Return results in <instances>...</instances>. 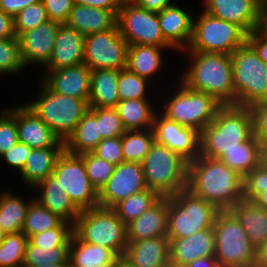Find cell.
<instances>
[{"mask_svg": "<svg viewBox=\"0 0 267 267\" xmlns=\"http://www.w3.org/2000/svg\"><path fill=\"white\" fill-rule=\"evenodd\" d=\"M176 94L166 103L163 116L200 133L223 106L212 95L190 89L182 81Z\"/></svg>", "mask_w": 267, "mask_h": 267, "instance_id": "11", "label": "cell"}, {"mask_svg": "<svg viewBox=\"0 0 267 267\" xmlns=\"http://www.w3.org/2000/svg\"><path fill=\"white\" fill-rule=\"evenodd\" d=\"M159 25L164 39L174 48L185 50L193 35V20L185 10L172 5L158 12Z\"/></svg>", "mask_w": 267, "mask_h": 267, "instance_id": "25", "label": "cell"}, {"mask_svg": "<svg viewBox=\"0 0 267 267\" xmlns=\"http://www.w3.org/2000/svg\"><path fill=\"white\" fill-rule=\"evenodd\" d=\"M85 36L80 32L61 24L57 30L51 59L47 70L75 66L84 63Z\"/></svg>", "mask_w": 267, "mask_h": 267, "instance_id": "23", "label": "cell"}, {"mask_svg": "<svg viewBox=\"0 0 267 267\" xmlns=\"http://www.w3.org/2000/svg\"><path fill=\"white\" fill-rule=\"evenodd\" d=\"M13 17L0 9V39L14 38Z\"/></svg>", "mask_w": 267, "mask_h": 267, "instance_id": "56", "label": "cell"}, {"mask_svg": "<svg viewBox=\"0 0 267 267\" xmlns=\"http://www.w3.org/2000/svg\"><path fill=\"white\" fill-rule=\"evenodd\" d=\"M17 142L16 107L3 109L0 114V156Z\"/></svg>", "mask_w": 267, "mask_h": 267, "instance_id": "48", "label": "cell"}, {"mask_svg": "<svg viewBox=\"0 0 267 267\" xmlns=\"http://www.w3.org/2000/svg\"><path fill=\"white\" fill-rule=\"evenodd\" d=\"M193 63L182 82L190 89L212 95L220 104L235 105L232 59L229 54L190 51Z\"/></svg>", "mask_w": 267, "mask_h": 267, "instance_id": "2", "label": "cell"}, {"mask_svg": "<svg viewBox=\"0 0 267 267\" xmlns=\"http://www.w3.org/2000/svg\"><path fill=\"white\" fill-rule=\"evenodd\" d=\"M41 84L37 99L26 105L48 125L60 140L65 141L89 110V104L83 99L54 93L42 81Z\"/></svg>", "mask_w": 267, "mask_h": 267, "instance_id": "9", "label": "cell"}, {"mask_svg": "<svg viewBox=\"0 0 267 267\" xmlns=\"http://www.w3.org/2000/svg\"><path fill=\"white\" fill-rule=\"evenodd\" d=\"M127 242L124 256L136 267L170 266V240L167 236Z\"/></svg>", "mask_w": 267, "mask_h": 267, "instance_id": "26", "label": "cell"}, {"mask_svg": "<svg viewBox=\"0 0 267 267\" xmlns=\"http://www.w3.org/2000/svg\"><path fill=\"white\" fill-rule=\"evenodd\" d=\"M89 109L99 119V128L102 139L122 136L126 129L115 108H94Z\"/></svg>", "mask_w": 267, "mask_h": 267, "instance_id": "47", "label": "cell"}, {"mask_svg": "<svg viewBox=\"0 0 267 267\" xmlns=\"http://www.w3.org/2000/svg\"><path fill=\"white\" fill-rule=\"evenodd\" d=\"M75 3L101 9H120L121 0H75Z\"/></svg>", "mask_w": 267, "mask_h": 267, "instance_id": "58", "label": "cell"}, {"mask_svg": "<svg viewBox=\"0 0 267 267\" xmlns=\"http://www.w3.org/2000/svg\"><path fill=\"white\" fill-rule=\"evenodd\" d=\"M261 164L267 168V140L260 142Z\"/></svg>", "mask_w": 267, "mask_h": 267, "instance_id": "63", "label": "cell"}, {"mask_svg": "<svg viewBox=\"0 0 267 267\" xmlns=\"http://www.w3.org/2000/svg\"><path fill=\"white\" fill-rule=\"evenodd\" d=\"M64 220L40 205L35 199L29 204L22 232L29 238L34 234L58 227Z\"/></svg>", "mask_w": 267, "mask_h": 267, "instance_id": "39", "label": "cell"}, {"mask_svg": "<svg viewBox=\"0 0 267 267\" xmlns=\"http://www.w3.org/2000/svg\"><path fill=\"white\" fill-rule=\"evenodd\" d=\"M235 105L250 107L267 99V64L246 42L230 55Z\"/></svg>", "mask_w": 267, "mask_h": 267, "instance_id": "6", "label": "cell"}, {"mask_svg": "<svg viewBox=\"0 0 267 267\" xmlns=\"http://www.w3.org/2000/svg\"><path fill=\"white\" fill-rule=\"evenodd\" d=\"M18 141L32 149L64 147V141L26 104L16 107Z\"/></svg>", "mask_w": 267, "mask_h": 267, "instance_id": "20", "label": "cell"}, {"mask_svg": "<svg viewBox=\"0 0 267 267\" xmlns=\"http://www.w3.org/2000/svg\"><path fill=\"white\" fill-rule=\"evenodd\" d=\"M47 11L49 20L65 24L75 0H40Z\"/></svg>", "mask_w": 267, "mask_h": 267, "instance_id": "52", "label": "cell"}, {"mask_svg": "<svg viewBox=\"0 0 267 267\" xmlns=\"http://www.w3.org/2000/svg\"><path fill=\"white\" fill-rule=\"evenodd\" d=\"M46 75L42 77V82L52 92L89 102L91 70L84 63L56 70H48Z\"/></svg>", "mask_w": 267, "mask_h": 267, "instance_id": "18", "label": "cell"}, {"mask_svg": "<svg viewBox=\"0 0 267 267\" xmlns=\"http://www.w3.org/2000/svg\"><path fill=\"white\" fill-rule=\"evenodd\" d=\"M255 265L267 267V239L256 248Z\"/></svg>", "mask_w": 267, "mask_h": 267, "instance_id": "61", "label": "cell"}, {"mask_svg": "<svg viewBox=\"0 0 267 267\" xmlns=\"http://www.w3.org/2000/svg\"><path fill=\"white\" fill-rule=\"evenodd\" d=\"M73 224L63 221L58 227L34 234L29 242L41 248L70 247Z\"/></svg>", "mask_w": 267, "mask_h": 267, "instance_id": "42", "label": "cell"}, {"mask_svg": "<svg viewBox=\"0 0 267 267\" xmlns=\"http://www.w3.org/2000/svg\"><path fill=\"white\" fill-rule=\"evenodd\" d=\"M147 187L161 196H172L187 188L188 162L156 141L142 161Z\"/></svg>", "mask_w": 267, "mask_h": 267, "instance_id": "4", "label": "cell"}, {"mask_svg": "<svg viewBox=\"0 0 267 267\" xmlns=\"http://www.w3.org/2000/svg\"><path fill=\"white\" fill-rule=\"evenodd\" d=\"M6 233L3 231L1 225H0V244L2 243V241L5 238Z\"/></svg>", "mask_w": 267, "mask_h": 267, "instance_id": "67", "label": "cell"}, {"mask_svg": "<svg viewBox=\"0 0 267 267\" xmlns=\"http://www.w3.org/2000/svg\"><path fill=\"white\" fill-rule=\"evenodd\" d=\"M252 113L253 134L259 141L267 140V99L249 107Z\"/></svg>", "mask_w": 267, "mask_h": 267, "instance_id": "51", "label": "cell"}, {"mask_svg": "<svg viewBox=\"0 0 267 267\" xmlns=\"http://www.w3.org/2000/svg\"><path fill=\"white\" fill-rule=\"evenodd\" d=\"M32 150L33 149L31 147L18 141L15 145L4 152L1 157H4L9 166L16 168L21 173L26 164L27 157L32 153Z\"/></svg>", "mask_w": 267, "mask_h": 267, "instance_id": "53", "label": "cell"}, {"mask_svg": "<svg viewBox=\"0 0 267 267\" xmlns=\"http://www.w3.org/2000/svg\"><path fill=\"white\" fill-rule=\"evenodd\" d=\"M247 42L254 48L258 56L267 64V38L254 30L247 36Z\"/></svg>", "mask_w": 267, "mask_h": 267, "instance_id": "55", "label": "cell"}, {"mask_svg": "<svg viewBox=\"0 0 267 267\" xmlns=\"http://www.w3.org/2000/svg\"><path fill=\"white\" fill-rule=\"evenodd\" d=\"M169 197L162 196L140 217L126 225L127 241L167 236Z\"/></svg>", "mask_w": 267, "mask_h": 267, "instance_id": "22", "label": "cell"}, {"mask_svg": "<svg viewBox=\"0 0 267 267\" xmlns=\"http://www.w3.org/2000/svg\"><path fill=\"white\" fill-rule=\"evenodd\" d=\"M128 47L118 25L111 30L85 35L84 64L90 70L126 69Z\"/></svg>", "mask_w": 267, "mask_h": 267, "instance_id": "14", "label": "cell"}, {"mask_svg": "<svg viewBox=\"0 0 267 267\" xmlns=\"http://www.w3.org/2000/svg\"><path fill=\"white\" fill-rule=\"evenodd\" d=\"M205 256H215L214 227L170 241L171 267H184Z\"/></svg>", "mask_w": 267, "mask_h": 267, "instance_id": "21", "label": "cell"}, {"mask_svg": "<svg viewBox=\"0 0 267 267\" xmlns=\"http://www.w3.org/2000/svg\"><path fill=\"white\" fill-rule=\"evenodd\" d=\"M142 164L122 162L99 192V206L113 208L121 200L147 189Z\"/></svg>", "mask_w": 267, "mask_h": 267, "instance_id": "15", "label": "cell"}, {"mask_svg": "<svg viewBox=\"0 0 267 267\" xmlns=\"http://www.w3.org/2000/svg\"><path fill=\"white\" fill-rule=\"evenodd\" d=\"M261 188H267V168L262 164L255 167L244 177V199L252 201L259 193H261Z\"/></svg>", "mask_w": 267, "mask_h": 267, "instance_id": "50", "label": "cell"}, {"mask_svg": "<svg viewBox=\"0 0 267 267\" xmlns=\"http://www.w3.org/2000/svg\"><path fill=\"white\" fill-rule=\"evenodd\" d=\"M40 267H71V266H70V263L68 261L66 263L59 264V265H50L49 264V265H45V266L41 265Z\"/></svg>", "mask_w": 267, "mask_h": 267, "instance_id": "66", "label": "cell"}, {"mask_svg": "<svg viewBox=\"0 0 267 267\" xmlns=\"http://www.w3.org/2000/svg\"><path fill=\"white\" fill-rule=\"evenodd\" d=\"M152 130L157 143L178 153L188 163L200 155V132L156 113Z\"/></svg>", "mask_w": 267, "mask_h": 267, "instance_id": "16", "label": "cell"}, {"mask_svg": "<svg viewBox=\"0 0 267 267\" xmlns=\"http://www.w3.org/2000/svg\"><path fill=\"white\" fill-rule=\"evenodd\" d=\"M134 0H121V2H133Z\"/></svg>", "mask_w": 267, "mask_h": 267, "instance_id": "68", "label": "cell"}, {"mask_svg": "<svg viewBox=\"0 0 267 267\" xmlns=\"http://www.w3.org/2000/svg\"><path fill=\"white\" fill-rule=\"evenodd\" d=\"M23 67L18 37L0 39V74L17 73Z\"/></svg>", "mask_w": 267, "mask_h": 267, "instance_id": "45", "label": "cell"}, {"mask_svg": "<svg viewBox=\"0 0 267 267\" xmlns=\"http://www.w3.org/2000/svg\"><path fill=\"white\" fill-rule=\"evenodd\" d=\"M250 267H260V266H257V265L254 264V265H252V266H250Z\"/></svg>", "mask_w": 267, "mask_h": 267, "instance_id": "69", "label": "cell"}, {"mask_svg": "<svg viewBox=\"0 0 267 267\" xmlns=\"http://www.w3.org/2000/svg\"><path fill=\"white\" fill-rule=\"evenodd\" d=\"M119 9H101L75 3L65 25L82 35L111 30L117 26Z\"/></svg>", "mask_w": 267, "mask_h": 267, "instance_id": "24", "label": "cell"}, {"mask_svg": "<svg viewBox=\"0 0 267 267\" xmlns=\"http://www.w3.org/2000/svg\"><path fill=\"white\" fill-rule=\"evenodd\" d=\"M262 36L267 38V4L264 2L259 12L258 26L256 29Z\"/></svg>", "mask_w": 267, "mask_h": 267, "instance_id": "60", "label": "cell"}, {"mask_svg": "<svg viewBox=\"0 0 267 267\" xmlns=\"http://www.w3.org/2000/svg\"><path fill=\"white\" fill-rule=\"evenodd\" d=\"M147 79L127 69L120 70L118 77V94L120 100L147 99Z\"/></svg>", "mask_w": 267, "mask_h": 267, "instance_id": "46", "label": "cell"}, {"mask_svg": "<svg viewBox=\"0 0 267 267\" xmlns=\"http://www.w3.org/2000/svg\"><path fill=\"white\" fill-rule=\"evenodd\" d=\"M61 23L49 20L18 36L23 64L46 65L51 59L56 33Z\"/></svg>", "mask_w": 267, "mask_h": 267, "instance_id": "19", "label": "cell"}, {"mask_svg": "<svg viewBox=\"0 0 267 267\" xmlns=\"http://www.w3.org/2000/svg\"><path fill=\"white\" fill-rule=\"evenodd\" d=\"M10 192L0 195V225L6 234L22 232L29 204Z\"/></svg>", "mask_w": 267, "mask_h": 267, "instance_id": "36", "label": "cell"}, {"mask_svg": "<svg viewBox=\"0 0 267 267\" xmlns=\"http://www.w3.org/2000/svg\"><path fill=\"white\" fill-rule=\"evenodd\" d=\"M184 267H219V265L215 256H205L188 263Z\"/></svg>", "mask_w": 267, "mask_h": 267, "instance_id": "59", "label": "cell"}, {"mask_svg": "<svg viewBox=\"0 0 267 267\" xmlns=\"http://www.w3.org/2000/svg\"><path fill=\"white\" fill-rule=\"evenodd\" d=\"M133 3L140 8L157 13L166 7L174 5L171 0H134Z\"/></svg>", "mask_w": 267, "mask_h": 267, "instance_id": "57", "label": "cell"}, {"mask_svg": "<svg viewBox=\"0 0 267 267\" xmlns=\"http://www.w3.org/2000/svg\"><path fill=\"white\" fill-rule=\"evenodd\" d=\"M213 227L215 258L219 267H250L255 264L256 248L230 210H220Z\"/></svg>", "mask_w": 267, "mask_h": 267, "instance_id": "8", "label": "cell"}, {"mask_svg": "<svg viewBox=\"0 0 267 267\" xmlns=\"http://www.w3.org/2000/svg\"><path fill=\"white\" fill-rule=\"evenodd\" d=\"M154 142L152 129L126 131L122 135L124 161L142 163Z\"/></svg>", "mask_w": 267, "mask_h": 267, "instance_id": "38", "label": "cell"}, {"mask_svg": "<svg viewBox=\"0 0 267 267\" xmlns=\"http://www.w3.org/2000/svg\"><path fill=\"white\" fill-rule=\"evenodd\" d=\"M117 267H136L124 255L117 256Z\"/></svg>", "mask_w": 267, "mask_h": 267, "instance_id": "64", "label": "cell"}, {"mask_svg": "<svg viewBox=\"0 0 267 267\" xmlns=\"http://www.w3.org/2000/svg\"><path fill=\"white\" fill-rule=\"evenodd\" d=\"M252 135L253 120L249 107L222 106L214 120L200 133V155L218 159Z\"/></svg>", "mask_w": 267, "mask_h": 267, "instance_id": "3", "label": "cell"}, {"mask_svg": "<svg viewBox=\"0 0 267 267\" xmlns=\"http://www.w3.org/2000/svg\"><path fill=\"white\" fill-rule=\"evenodd\" d=\"M96 267H117V257L108 264H103V265L96 266Z\"/></svg>", "mask_w": 267, "mask_h": 267, "instance_id": "65", "label": "cell"}, {"mask_svg": "<svg viewBox=\"0 0 267 267\" xmlns=\"http://www.w3.org/2000/svg\"><path fill=\"white\" fill-rule=\"evenodd\" d=\"M40 0H0V9L5 13L16 16L20 11Z\"/></svg>", "mask_w": 267, "mask_h": 267, "instance_id": "54", "label": "cell"}, {"mask_svg": "<svg viewBox=\"0 0 267 267\" xmlns=\"http://www.w3.org/2000/svg\"><path fill=\"white\" fill-rule=\"evenodd\" d=\"M73 232L82 241L107 247L117 256L125 254L128 244L126 225L112 208L98 206L80 211Z\"/></svg>", "mask_w": 267, "mask_h": 267, "instance_id": "7", "label": "cell"}, {"mask_svg": "<svg viewBox=\"0 0 267 267\" xmlns=\"http://www.w3.org/2000/svg\"><path fill=\"white\" fill-rule=\"evenodd\" d=\"M229 210L242 224L252 245L258 248L267 239V210L245 199Z\"/></svg>", "mask_w": 267, "mask_h": 267, "instance_id": "29", "label": "cell"}, {"mask_svg": "<svg viewBox=\"0 0 267 267\" xmlns=\"http://www.w3.org/2000/svg\"><path fill=\"white\" fill-rule=\"evenodd\" d=\"M120 70H91V92L89 107L115 108L120 101L118 94V77Z\"/></svg>", "mask_w": 267, "mask_h": 267, "instance_id": "28", "label": "cell"}, {"mask_svg": "<svg viewBox=\"0 0 267 267\" xmlns=\"http://www.w3.org/2000/svg\"><path fill=\"white\" fill-rule=\"evenodd\" d=\"M28 242L23 232L6 234L0 244V267H23Z\"/></svg>", "mask_w": 267, "mask_h": 267, "instance_id": "40", "label": "cell"}, {"mask_svg": "<svg viewBox=\"0 0 267 267\" xmlns=\"http://www.w3.org/2000/svg\"><path fill=\"white\" fill-rule=\"evenodd\" d=\"M92 153L117 166L124 162L122 153V136L102 139Z\"/></svg>", "mask_w": 267, "mask_h": 267, "instance_id": "49", "label": "cell"}, {"mask_svg": "<svg viewBox=\"0 0 267 267\" xmlns=\"http://www.w3.org/2000/svg\"><path fill=\"white\" fill-rule=\"evenodd\" d=\"M220 210L188 189L169 196L167 237L180 239L214 226Z\"/></svg>", "mask_w": 267, "mask_h": 267, "instance_id": "5", "label": "cell"}, {"mask_svg": "<svg viewBox=\"0 0 267 267\" xmlns=\"http://www.w3.org/2000/svg\"><path fill=\"white\" fill-rule=\"evenodd\" d=\"M52 175L79 211L99 206V193L92 186L79 155L64 150L56 161Z\"/></svg>", "mask_w": 267, "mask_h": 267, "instance_id": "12", "label": "cell"}, {"mask_svg": "<svg viewBox=\"0 0 267 267\" xmlns=\"http://www.w3.org/2000/svg\"><path fill=\"white\" fill-rule=\"evenodd\" d=\"M116 257L109 248L82 241L73 232L68 257L71 267H96L108 264Z\"/></svg>", "mask_w": 267, "mask_h": 267, "instance_id": "32", "label": "cell"}, {"mask_svg": "<svg viewBox=\"0 0 267 267\" xmlns=\"http://www.w3.org/2000/svg\"><path fill=\"white\" fill-rule=\"evenodd\" d=\"M244 178L223 161L199 155L188 163L187 188L197 197L229 210L244 199Z\"/></svg>", "mask_w": 267, "mask_h": 267, "instance_id": "1", "label": "cell"}, {"mask_svg": "<svg viewBox=\"0 0 267 267\" xmlns=\"http://www.w3.org/2000/svg\"><path fill=\"white\" fill-rule=\"evenodd\" d=\"M162 196L149 188L121 200L112 209L125 225L140 217Z\"/></svg>", "mask_w": 267, "mask_h": 267, "instance_id": "37", "label": "cell"}, {"mask_svg": "<svg viewBox=\"0 0 267 267\" xmlns=\"http://www.w3.org/2000/svg\"><path fill=\"white\" fill-rule=\"evenodd\" d=\"M117 25L129 45L172 47L163 37L157 12L138 7L133 2H122Z\"/></svg>", "mask_w": 267, "mask_h": 267, "instance_id": "13", "label": "cell"}, {"mask_svg": "<svg viewBox=\"0 0 267 267\" xmlns=\"http://www.w3.org/2000/svg\"><path fill=\"white\" fill-rule=\"evenodd\" d=\"M85 164L87 175L92 186L99 193L112 176L115 165L97 157L92 152H86L79 155Z\"/></svg>", "mask_w": 267, "mask_h": 267, "instance_id": "43", "label": "cell"}, {"mask_svg": "<svg viewBox=\"0 0 267 267\" xmlns=\"http://www.w3.org/2000/svg\"><path fill=\"white\" fill-rule=\"evenodd\" d=\"M49 21L46 9L41 1L29 5L13 17L16 37Z\"/></svg>", "mask_w": 267, "mask_h": 267, "instance_id": "44", "label": "cell"}, {"mask_svg": "<svg viewBox=\"0 0 267 267\" xmlns=\"http://www.w3.org/2000/svg\"><path fill=\"white\" fill-rule=\"evenodd\" d=\"M252 202L267 210V188H261V193H259L253 200Z\"/></svg>", "mask_w": 267, "mask_h": 267, "instance_id": "62", "label": "cell"}, {"mask_svg": "<svg viewBox=\"0 0 267 267\" xmlns=\"http://www.w3.org/2000/svg\"><path fill=\"white\" fill-rule=\"evenodd\" d=\"M102 140L99 119L89 109L81 118L75 130L64 141L65 151L80 155L92 152Z\"/></svg>", "mask_w": 267, "mask_h": 267, "instance_id": "30", "label": "cell"}, {"mask_svg": "<svg viewBox=\"0 0 267 267\" xmlns=\"http://www.w3.org/2000/svg\"><path fill=\"white\" fill-rule=\"evenodd\" d=\"M39 188V194L35 200L43 207L57 214L64 221L75 224L80 211L75 207L70 198L67 196L65 189H63L58 180L50 175L42 180L34 189Z\"/></svg>", "mask_w": 267, "mask_h": 267, "instance_id": "27", "label": "cell"}, {"mask_svg": "<svg viewBox=\"0 0 267 267\" xmlns=\"http://www.w3.org/2000/svg\"><path fill=\"white\" fill-rule=\"evenodd\" d=\"M164 48L173 49L156 45H129L126 69L149 80L163 63L161 52Z\"/></svg>", "mask_w": 267, "mask_h": 267, "instance_id": "33", "label": "cell"}, {"mask_svg": "<svg viewBox=\"0 0 267 267\" xmlns=\"http://www.w3.org/2000/svg\"><path fill=\"white\" fill-rule=\"evenodd\" d=\"M265 0H204L203 11L240 26L248 35L257 29Z\"/></svg>", "mask_w": 267, "mask_h": 267, "instance_id": "17", "label": "cell"}, {"mask_svg": "<svg viewBox=\"0 0 267 267\" xmlns=\"http://www.w3.org/2000/svg\"><path fill=\"white\" fill-rule=\"evenodd\" d=\"M148 99L120 100L115 109L128 130L152 129L156 113ZM144 127V128H143Z\"/></svg>", "mask_w": 267, "mask_h": 267, "instance_id": "35", "label": "cell"}, {"mask_svg": "<svg viewBox=\"0 0 267 267\" xmlns=\"http://www.w3.org/2000/svg\"><path fill=\"white\" fill-rule=\"evenodd\" d=\"M70 247L41 248L27 244L23 267L59 265L68 262Z\"/></svg>", "mask_w": 267, "mask_h": 267, "instance_id": "41", "label": "cell"}, {"mask_svg": "<svg viewBox=\"0 0 267 267\" xmlns=\"http://www.w3.org/2000/svg\"><path fill=\"white\" fill-rule=\"evenodd\" d=\"M64 150V147L33 149L20 173L25 183L33 188L52 175L56 161Z\"/></svg>", "mask_w": 267, "mask_h": 267, "instance_id": "31", "label": "cell"}, {"mask_svg": "<svg viewBox=\"0 0 267 267\" xmlns=\"http://www.w3.org/2000/svg\"><path fill=\"white\" fill-rule=\"evenodd\" d=\"M248 34L238 25L217 18L205 11L193 20V35L186 50L231 55L247 42Z\"/></svg>", "mask_w": 267, "mask_h": 267, "instance_id": "10", "label": "cell"}, {"mask_svg": "<svg viewBox=\"0 0 267 267\" xmlns=\"http://www.w3.org/2000/svg\"><path fill=\"white\" fill-rule=\"evenodd\" d=\"M243 178L261 164L260 141L253 134L238 147L224 152L219 158Z\"/></svg>", "mask_w": 267, "mask_h": 267, "instance_id": "34", "label": "cell"}]
</instances>
